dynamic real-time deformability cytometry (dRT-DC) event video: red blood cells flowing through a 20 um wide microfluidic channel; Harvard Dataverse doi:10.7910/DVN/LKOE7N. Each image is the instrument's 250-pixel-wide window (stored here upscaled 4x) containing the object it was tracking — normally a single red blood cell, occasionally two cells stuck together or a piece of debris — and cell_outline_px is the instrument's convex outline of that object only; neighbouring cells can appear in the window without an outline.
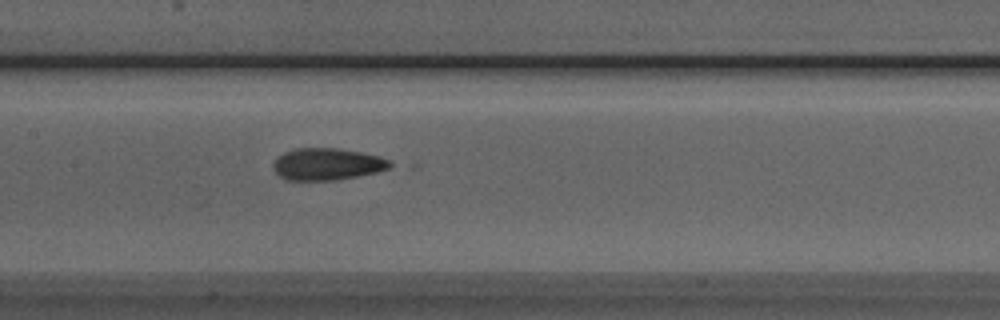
{"species": "Egyptian fruit bat (a non-hibernating species)", "species_latin": "Rousettus aegyptiacus", "temperature_condition": "room temperature", "stored_images_in_passage": 30, "camera_frame_rate_fps": 3000, "um_per_image_px": 0.085, "animal": {"sex": "male"}, "frame": {"image": 1, "passage_image": 9, "time_ms": 2.667, "image_size_px": [1000, 320], "cell_outline_px": [[396, 164], [388, 168], [376, 172], [336, 180], [288, 180], [280, 176], [272, 168], [272, 164], [284, 152], [296, 148], [340, 148], [380, 156], [392, 160]], "centroid_in_image_um": [27.85, 13.94], "position_along_channel_um": 179.6, "area_um2": 21.79}}
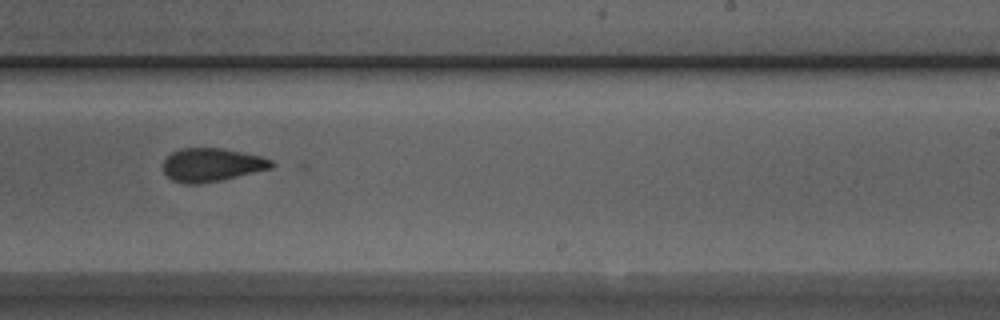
{"frame": {"image": 2, "passage_image": 16, "time_ms": 5.0, "image_size_px": [1000, 320], "cell_outline_px": [[276, 164], [272, 168], [224, 180], [200, 184], [184, 184], [172, 180], [164, 172], [164, 160], [172, 152], [180, 148], [224, 148], [260, 156], [272, 160]], "centroid_in_image_um": [18.02, 14.02], "position_along_channel_um": 271.0, "area_um2": 21.27}}
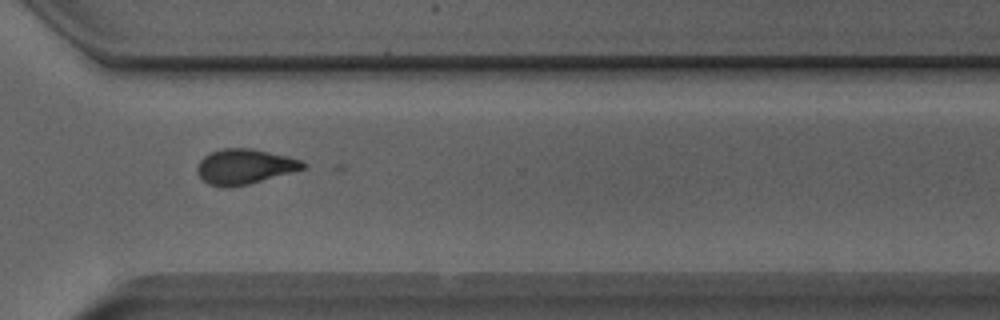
{"frame": {"image": 3, "passage_image": 22, "time_ms": 7.0, "image_size_px": [1000, 320], "cell_outline_px": [[308, 164], [304, 168], [248, 184], [228, 188], [224, 188], [208, 184], [196, 172], [196, 168], [200, 160], [204, 156], [212, 152], [224, 148], [252, 148], [288, 156], [300, 160]], "centroid_in_image_um": [20.76, 14.16], "position_along_channel_um": 349.8, "area_um2": 21.5}}